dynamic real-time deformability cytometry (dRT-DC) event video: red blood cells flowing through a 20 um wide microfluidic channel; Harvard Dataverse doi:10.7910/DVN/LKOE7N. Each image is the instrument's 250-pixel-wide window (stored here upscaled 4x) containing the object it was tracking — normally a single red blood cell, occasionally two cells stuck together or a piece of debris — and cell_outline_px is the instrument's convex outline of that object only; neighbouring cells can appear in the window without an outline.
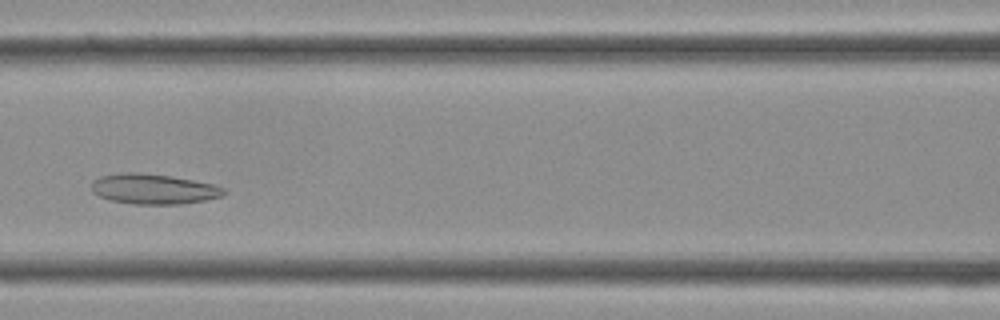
{"species": "Egyptian fruit bat (a non-hibernating species)", "species_latin": "Rousettus aegyptiacus", "temperature_condition": "cold", "stored_images_in_passage": 30, "camera_frame_rate_fps": 3000, "um_per_image_px": 0.085, "frame": {"image": 1, "passage_image": 10, "time_ms": 3.0, "image_size_px": [1000, 320], "cell_outline_px": [[228, 192], [224, 196], [204, 200], [180, 204], [132, 204], [112, 200], [100, 196], [92, 192], [92, 180], [100, 176], [120, 172], [140, 172], [172, 176], [212, 184], [224, 188]], "centroid_in_image_um": [13.05, 16.05], "position_along_channel_um": 153.6, "area_um2": 23.41}}
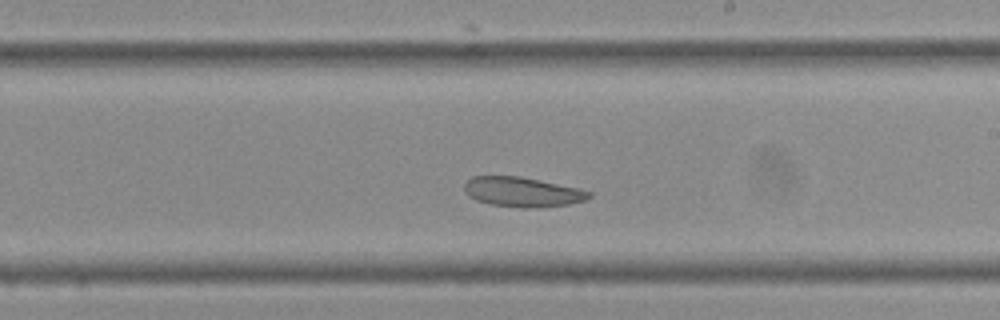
{"frame": {"image": 2, "passage_image": 15, "time_ms": 4.667, "image_size_px": [1000, 320], "cell_outline_px": [[592, 196], [584, 200], [568, 204], [528, 208], [524, 208], [488, 204], [476, 200], [468, 196], [464, 192], [464, 184], [472, 176], [520, 176], [580, 188], [592, 192]], "centroid_in_image_um": [44.38, 16.31], "position_along_channel_um": 244.6, "area_um2": 21.68}}
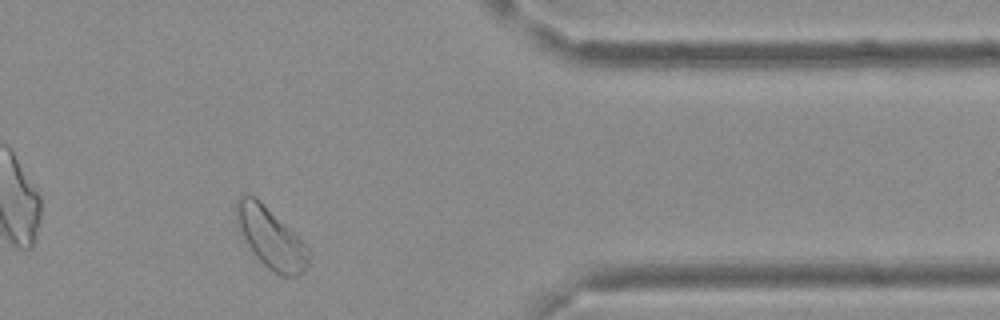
{"frame": {"image": 3, "passage_image": 24, "time_ms": 7.667, "image_size_px": [1000, 320], "cell_outline_px": [[308, 264], [304, 272], [300, 276], [280, 276], [272, 272], [252, 252], [240, 232], [236, 220], [236, 200], [240, 196], [248, 192], [256, 196], [308, 248]], "centroid_in_image_um": [22.97, 20.22], "position_along_channel_um": 388.4, "area_um2": 25.2}}